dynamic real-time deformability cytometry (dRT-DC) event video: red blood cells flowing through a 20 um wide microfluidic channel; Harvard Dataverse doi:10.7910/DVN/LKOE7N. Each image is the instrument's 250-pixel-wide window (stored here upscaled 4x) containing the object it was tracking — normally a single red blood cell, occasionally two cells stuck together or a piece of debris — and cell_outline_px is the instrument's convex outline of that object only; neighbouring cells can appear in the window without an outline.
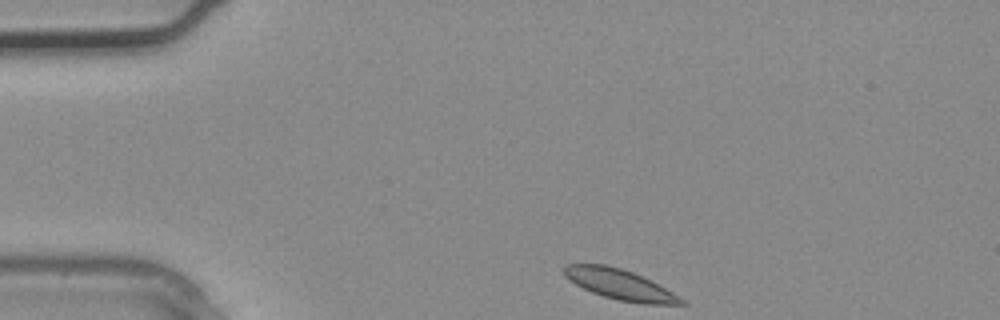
{"species": "common noctule bat (a hibernating species)", "species_latin": "Nyctalus noctula", "temperature_condition": "warm", "stored_images_in_passage": 2, "camera_frame_rate_fps": 3000, "um_per_image_px": 0.085, "animal": {"sex": "male", "body_mass_g": 20.4}, "frame": {"image": 1, "passage_image": 1, "time_ms": 0.0, "image_size_px": [1000, 320], "cell_outline_px": [[688, 304], [644, 304], [620, 300], [604, 296], [592, 292], [568, 280], [564, 276], [564, 268], [568, 264], [604, 264], [620, 268], [632, 272], [680, 296]], "centroid_in_image_um": [52.67, 24.18], "position_along_channel_um": 32.3, "area_um2": 20.23}}